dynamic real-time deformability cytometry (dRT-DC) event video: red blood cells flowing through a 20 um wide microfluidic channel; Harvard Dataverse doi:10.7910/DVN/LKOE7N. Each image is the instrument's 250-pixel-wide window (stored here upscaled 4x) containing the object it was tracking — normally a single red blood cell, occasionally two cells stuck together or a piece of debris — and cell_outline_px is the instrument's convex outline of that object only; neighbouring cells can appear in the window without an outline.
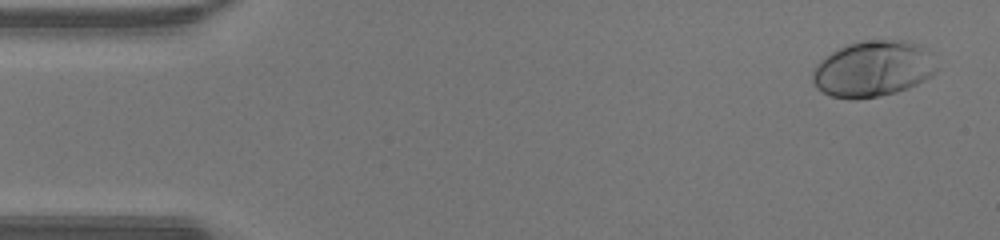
{"species": "human", "species_latin": "Homo sapiens", "temperature_condition": "warm", "stored_images_in_passage": 47, "camera_frame_rate_fps": 3000, "um_per_image_px": 0.085, "donor": {"sex": "male"}, "frame": {"image": 1, "passage_image": 2, "time_ms": 0.333, "image_size_px": [1000, 240], "cell_outline_px": [[936, 72], [932, 76], [908, 88], [896, 92], [880, 96], [856, 100], [852, 100], [832, 96], [816, 88], [812, 80], [812, 72], [816, 64], [820, 60], [832, 52], [848, 44], [864, 40], [904, 40], [920, 44], [928, 52], [936, 68]], "centroid_in_image_um": [74.18, 5.86], "position_along_channel_um": 10.8, "area_um2": 40.46}}
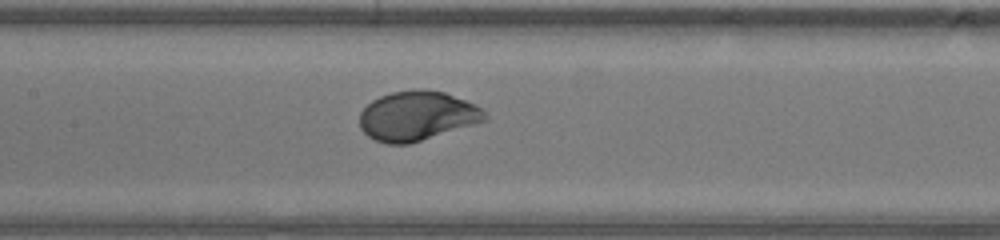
{"frame": {"image": 2, "passage_image": 22, "time_ms": 7.0, "image_size_px": [1000, 240], "cell_outline_px": [[488, 120], [408, 144], [388, 144], [376, 140], [368, 136], [360, 128], [360, 112], [372, 100], [380, 96], [392, 92], [412, 88], [424, 88], [444, 92], [484, 108], [488, 116]], "centroid_in_image_um": [35.46, 9.83], "position_along_channel_um": 171.9, "area_um2": 36.24}}
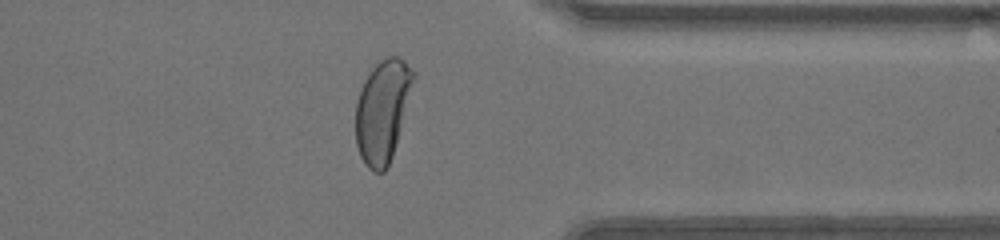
{"frame": {"image": 3, "passage_image": 37, "time_ms": 12.0, "image_size_px": [1000, 240], "cell_outline_px": [[416, 76], [392, 156], [388, 168], [384, 172], [372, 172], [364, 164], [360, 156], [356, 144], [356, 100], [360, 88], [364, 80], [372, 68], [380, 60], [388, 56], [396, 56], [404, 60], [416, 72]], "centroid_in_image_um": [32.51, 9.41], "position_along_channel_um": 378.9, "area_um2": 34.51}, "authors_computed_cell_mechanics": {"area_um2": 36.2984, "velocity_mm_per_s": 4.3281, "shape_relaxation_time_tau1_ms": 2.4228, "shape_relaxation_time_tau2_ms": null, "deformation_change_tau1": 0.1898, "deformation_change_tau2": null}}